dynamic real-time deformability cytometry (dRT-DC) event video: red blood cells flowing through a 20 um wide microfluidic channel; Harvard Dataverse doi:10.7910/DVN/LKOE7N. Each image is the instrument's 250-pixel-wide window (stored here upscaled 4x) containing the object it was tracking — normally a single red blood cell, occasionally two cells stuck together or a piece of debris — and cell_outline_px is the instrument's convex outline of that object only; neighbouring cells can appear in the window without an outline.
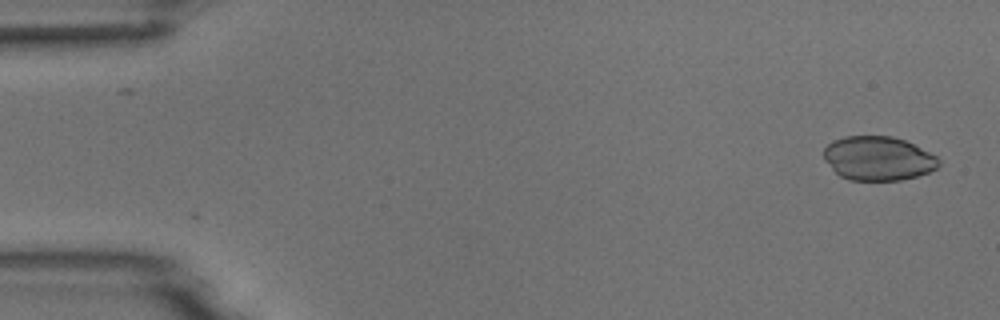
{"species": "common noctule bat (a hibernating species)", "species_latin": "Nyctalus noctula", "temperature_condition": "room temperature", "stored_images_in_passage": 2, "camera_frame_rate_fps": 3000, "um_per_image_px": 0.085, "animal": {"sex": "male", "body_mass_g": 18.8}, "frame": {"image": 1, "passage_image": 2, "time_ms": 1.0, "image_size_px": [1000, 320], "cell_outline_px": [[940, 164], [936, 168], [928, 172], [916, 176], [900, 180], [848, 180], [840, 176], [824, 160], [824, 148], [832, 140], [844, 136], [892, 136], [904, 140], [936, 156], [940, 160]], "centroid_in_image_um": [74.61, 13.46], "position_along_channel_um": 10.4, "area_um2": 29.42}}